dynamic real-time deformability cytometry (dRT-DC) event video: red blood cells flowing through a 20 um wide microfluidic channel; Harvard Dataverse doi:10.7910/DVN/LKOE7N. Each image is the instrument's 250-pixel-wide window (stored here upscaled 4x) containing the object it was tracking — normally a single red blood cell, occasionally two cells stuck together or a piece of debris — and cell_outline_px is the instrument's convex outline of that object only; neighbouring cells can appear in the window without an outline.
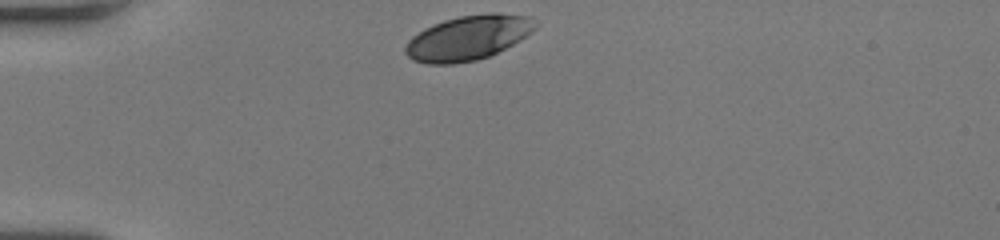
{"species": "human", "species_latin": "Homo sapiens", "temperature_condition": "room temperature", "stored_images_in_passage": 30, "camera_frame_rate_fps": 3000, "um_per_image_px": 0.085, "donor": {"sex": "female"}, "frame": {"image": 1, "passage_image": 1, "time_ms": 0.0, "image_size_px": [1000, 240], "cell_outline_px": [[536, 28], [532, 32], [520, 40], [488, 56], [476, 60], [452, 64], [428, 64], [412, 60], [404, 52], [404, 48], [408, 40], [412, 36], [424, 28], [444, 20], [460, 16], [492, 12], [496, 12], [532, 16], [536, 24]], "centroid_in_image_um": [39.78, 3.2], "position_along_channel_um": 45.2, "area_um2": 33.87}}
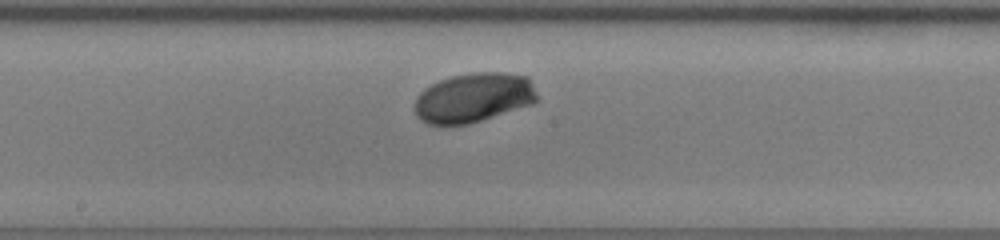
{"frame": {"image": 2, "passage_image": 16, "time_ms": 5.0, "image_size_px": [1000, 240], "cell_outline_px": [[536, 100], [532, 104], [468, 124], [428, 124], [420, 120], [416, 116], [416, 96], [424, 88], [440, 80], [452, 76], [472, 72], [504, 72], [528, 76], [536, 92]], "centroid_in_image_um": [40.25, 8.28], "position_along_channel_um": 208.0, "area_um2": 35.14}}
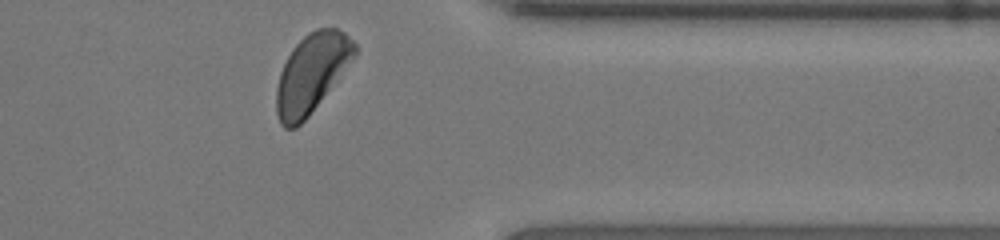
{"frame": {"image": 3, "passage_image": 30, "time_ms": 9.667, "image_size_px": [1000, 240], "cell_outline_px": [[360, 48], [356, 56], [308, 116], [296, 128], [284, 128], [280, 124], [276, 112], [276, 88], [280, 72], [292, 48], [308, 32], [316, 28], [336, 28], [344, 32]], "centroid_in_image_um": [26.49, 6.21], "position_along_channel_um": 384.9, "area_um2": 35.78}, "authors_computed_cell_mechanics": {"area_um2": 35.1135, "velocity_mm_per_s": 3.9527, "shape_relaxation_time_tau1_ms": 1.8417, "shape_relaxation_time_tau2_ms": null, "deformation_change_tau1": 0.135, "deformation_change_tau2": null}}